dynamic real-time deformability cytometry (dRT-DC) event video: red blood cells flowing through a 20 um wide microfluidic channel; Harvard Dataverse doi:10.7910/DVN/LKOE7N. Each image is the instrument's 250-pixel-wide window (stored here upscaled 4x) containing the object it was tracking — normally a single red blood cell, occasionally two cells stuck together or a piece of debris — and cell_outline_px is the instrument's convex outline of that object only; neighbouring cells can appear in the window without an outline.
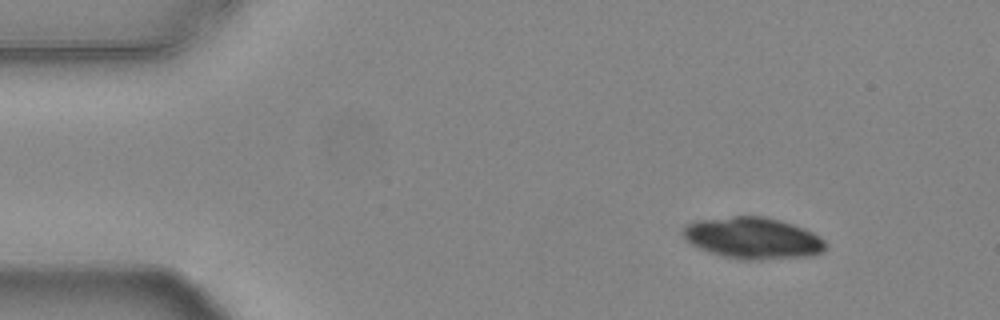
{"species": "common noctule bat (a hibernating species)", "species_latin": "Nyctalus noctula", "temperature_condition": "warm", "stored_images_in_passage": 48, "camera_frame_rate_fps": 3000, "um_per_image_px": 0.085, "animal": {"sex": "female", "body_mass_g": 24.6, "forearm_length_mm": 56.2}, "frame": {"image": 1, "passage_image": 1, "time_ms": 0.0, "image_size_px": [1000, 320], "cell_outline_px": [[824, 252], [812, 256], [760, 260], [744, 260], [724, 256], [700, 248], [692, 244], [684, 236], [684, 228], [688, 224], [696, 220], [732, 216], [764, 216], [780, 220], [804, 228], [820, 236], [824, 240]], "centroid_in_image_um": [64.04, 20.24], "position_along_channel_um": 21.0, "area_um2": 34.33}, "authors_computed_cell_mechanics": {"area_um2": 25.1719, "velocity_mm_per_s": 3.726, "shape_relaxation_time_tau1_ms": 4.4085, "shape_relaxation_time_tau2_ms": null, "deformation_change_tau1": 0.0956, "deformation_change_tau2": null}}